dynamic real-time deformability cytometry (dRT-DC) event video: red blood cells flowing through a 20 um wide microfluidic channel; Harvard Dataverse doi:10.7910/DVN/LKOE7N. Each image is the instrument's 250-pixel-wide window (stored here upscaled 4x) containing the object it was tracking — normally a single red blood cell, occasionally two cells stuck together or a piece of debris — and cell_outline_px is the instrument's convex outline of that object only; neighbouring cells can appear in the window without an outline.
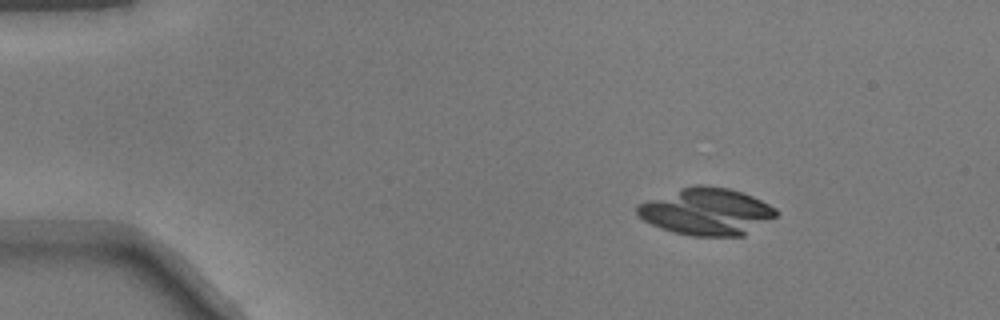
{"species": "common noctule bat (a hibernating species)", "species_latin": "Nyctalus noctula", "temperature_condition": "warm", "stored_images_in_passage": 49, "camera_frame_rate_fps": 3000, "um_per_image_px": 0.085, "animal": {"sex": "male", "body_mass_g": 17.9}, "frame": {"image": 1, "passage_image": 6, "time_ms": 1.667, "image_size_px": [1000, 320], "cell_outline_px": [[776, 216], [744, 236], [692, 236], [672, 232], [652, 224], [644, 220], [636, 212], [636, 204], [680, 188], [696, 184], [700, 184], [728, 188], [744, 192], [776, 208]], "centroid_in_image_um": [60.05, 17.98], "position_along_channel_um": 25.0, "area_um2": 38.03}}
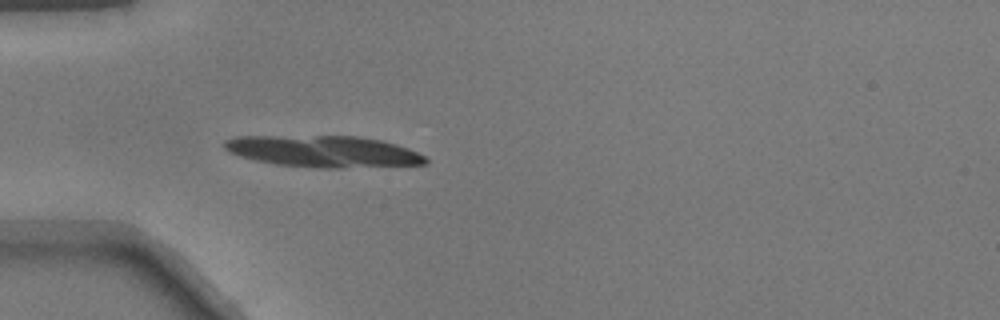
{"frame": {"image": 2, "passage_image": 14, "time_ms": 4.333, "image_size_px": [1000, 320], "cell_outline_px": [[428, 164], [344, 168], [320, 168], [276, 164], [256, 160], [240, 156], [228, 152], [220, 144], [224, 140], [236, 136], [360, 136], [384, 140], [408, 148], [424, 156], [428, 160]], "centroid_in_image_um": [27.48, 12.86], "position_along_channel_um": 57.5, "area_um2": 37.28}}